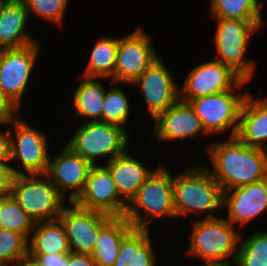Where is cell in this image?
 Wrapping results in <instances>:
<instances>
[{
	"label": "cell",
	"instance_id": "6da1fadb",
	"mask_svg": "<svg viewBox=\"0 0 267 266\" xmlns=\"http://www.w3.org/2000/svg\"><path fill=\"white\" fill-rule=\"evenodd\" d=\"M207 152L213 162L207 169L223 191L267 178V150L248 146L236 136L211 143Z\"/></svg>",
	"mask_w": 267,
	"mask_h": 266
},
{
	"label": "cell",
	"instance_id": "7a4b0ae2",
	"mask_svg": "<svg viewBox=\"0 0 267 266\" xmlns=\"http://www.w3.org/2000/svg\"><path fill=\"white\" fill-rule=\"evenodd\" d=\"M96 266H156L154 247L125 216L113 217L99 232L91 254Z\"/></svg>",
	"mask_w": 267,
	"mask_h": 266
},
{
	"label": "cell",
	"instance_id": "3957f363",
	"mask_svg": "<svg viewBox=\"0 0 267 266\" xmlns=\"http://www.w3.org/2000/svg\"><path fill=\"white\" fill-rule=\"evenodd\" d=\"M174 175L162 163L146 178L136 196L128 204L125 217L135 230L152 245L149 222L160 217L175 218Z\"/></svg>",
	"mask_w": 267,
	"mask_h": 266
},
{
	"label": "cell",
	"instance_id": "277c9868",
	"mask_svg": "<svg viewBox=\"0 0 267 266\" xmlns=\"http://www.w3.org/2000/svg\"><path fill=\"white\" fill-rule=\"evenodd\" d=\"M173 195L176 218L201 213L204 219L216 218L215 212L223 208V190L205 165L174 175Z\"/></svg>",
	"mask_w": 267,
	"mask_h": 266
},
{
	"label": "cell",
	"instance_id": "5b68a950",
	"mask_svg": "<svg viewBox=\"0 0 267 266\" xmlns=\"http://www.w3.org/2000/svg\"><path fill=\"white\" fill-rule=\"evenodd\" d=\"M128 130L104 121H85L80 124L66 143L82 158L96 165L97 159L107 157V162L122 154L130 142Z\"/></svg>",
	"mask_w": 267,
	"mask_h": 266
},
{
	"label": "cell",
	"instance_id": "8992f818",
	"mask_svg": "<svg viewBox=\"0 0 267 266\" xmlns=\"http://www.w3.org/2000/svg\"><path fill=\"white\" fill-rule=\"evenodd\" d=\"M10 194L35 223L58 219L67 200L46 174L16 175Z\"/></svg>",
	"mask_w": 267,
	"mask_h": 266
},
{
	"label": "cell",
	"instance_id": "52a82bcc",
	"mask_svg": "<svg viewBox=\"0 0 267 266\" xmlns=\"http://www.w3.org/2000/svg\"><path fill=\"white\" fill-rule=\"evenodd\" d=\"M191 225V242L186 255L204 262L236 258L242 236L226 218L199 219Z\"/></svg>",
	"mask_w": 267,
	"mask_h": 266
},
{
	"label": "cell",
	"instance_id": "ba28073f",
	"mask_svg": "<svg viewBox=\"0 0 267 266\" xmlns=\"http://www.w3.org/2000/svg\"><path fill=\"white\" fill-rule=\"evenodd\" d=\"M216 61L230 67L242 79L250 81L256 68L254 60H246L247 46L250 37L256 33L264 21H240L215 19Z\"/></svg>",
	"mask_w": 267,
	"mask_h": 266
},
{
	"label": "cell",
	"instance_id": "9c48e42d",
	"mask_svg": "<svg viewBox=\"0 0 267 266\" xmlns=\"http://www.w3.org/2000/svg\"><path fill=\"white\" fill-rule=\"evenodd\" d=\"M248 81L242 79L233 89L209 96L190 99L188 103L202 122L205 131L210 135L230 131L229 137L236 135L242 104L248 93L236 94Z\"/></svg>",
	"mask_w": 267,
	"mask_h": 266
},
{
	"label": "cell",
	"instance_id": "30bf717a",
	"mask_svg": "<svg viewBox=\"0 0 267 266\" xmlns=\"http://www.w3.org/2000/svg\"><path fill=\"white\" fill-rule=\"evenodd\" d=\"M0 124H13L14 131L10 130V162L14 160L21 163L20 168H13L15 174H46L50 159L46 133L29 125L20 115L9 121H0Z\"/></svg>",
	"mask_w": 267,
	"mask_h": 266
},
{
	"label": "cell",
	"instance_id": "8fae6325",
	"mask_svg": "<svg viewBox=\"0 0 267 266\" xmlns=\"http://www.w3.org/2000/svg\"><path fill=\"white\" fill-rule=\"evenodd\" d=\"M40 48L38 41L19 48L0 49V88L19 110Z\"/></svg>",
	"mask_w": 267,
	"mask_h": 266
},
{
	"label": "cell",
	"instance_id": "7c38bea8",
	"mask_svg": "<svg viewBox=\"0 0 267 266\" xmlns=\"http://www.w3.org/2000/svg\"><path fill=\"white\" fill-rule=\"evenodd\" d=\"M158 58L149 34L135 29L119 39L111 82L132 84Z\"/></svg>",
	"mask_w": 267,
	"mask_h": 266
},
{
	"label": "cell",
	"instance_id": "4fadbf2b",
	"mask_svg": "<svg viewBox=\"0 0 267 266\" xmlns=\"http://www.w3.org/2000/svg\"><path fill=\"white\" fill-rule=\"evenodd\" d=\"M113 217L95 210L84 209L74 202L65 206L60 221L64 225L71 252L92 254L100 230Z\"/></svg>",
	"mask_w": 267,
	"mask_h": 266
},
{
	"label": "cell",
	"instance_id": "5bb4252c",
	"mask_svg": "<svg viewBox=\"0 0 267 266\" xmlns=\"http://www.w3.org/2000/svg\"><path fill=\"white\" fill-rule=\"evenodd\" d=\"M164 63L159 57L131 84L139 87L152 120L180 100L179 82Z\"/></svg>",
	"mask_w": 267,
	"mask_h": 266
},
{
	"label": "cell",
	"instance_id": "9a60e30c",
	"mask_svg": "<svg viewBox=\"0 0 267 266\" xmlns=\"http://www.w3.org/2000/svg\"><path fill=\"white\" fill-rule=\"evenodd\" d=\"M74 203L84 209L106 213L112 217L125 216L128 204L120 197L106 166L92 165L85 187Z\"/></svg>",
	"mask_w": 267,
	"mask_h": 266
},
{
	"label": "cell",
	"instance_id": "2e32d148",
	"mask_svg": "<svg viewBox=\"0 0 267 266\" xmlns=\"http://www.w3.org/2000/svg\"><path fill=\"white\" fill-rule=\"evenodd\" d=\"M242 78L230 67L216 60L195 66L180 87V100L188 102L197 97L218 94L233 89Z\"/></svg>",
	"mask_w": 267,
	"mask_h": 266
},
{
	"label": "cell",
	"instance_id": "e0dca14e",
	"mask_svg": "<svg viewBox=\"0 0 267 266\" xmlns=\"http://www.w3.org/2000/svg\"><path fill=\"white\" fill-rule=\"evenodd\" d=\"M92 164L65 145L61 153L50 156L46 175L68 202H74L82 193ZM65 190H70L66 194ZM67 195V196H66Z\"/></svg>",
	"mask_w": 267,
	"mask_h": 266
},
{
	"label": "cell",
	"instance_id": "ac0fdd59",
	"mask_svg": "<svg viewBox=\"0 0 267 266\" xmlns=\"http://www.w3.org/2000/svg\"><path fill=\"white\" fill-rule=\"evenodd\" d=\"M153 135L158 141L186 140L198 135L210 136L188 102L179 100L153 119Z\"/></svg>",
	"mask_w": 267,
	"mask_h": 266
},
{
	"label": "cell",
	"instance_id": "d6986e66",
	"mask_svg": "<svg viewBox=\"0 0 267 266\" xmlns=\"http://www.w3.org/2000/svg\"><path fill=\"white\" fill-rule=\"evenodd\" d=\"M223 209L227 220L241 229L267 210V178L248 185L223 191Z\"/></svg>",
	"mask_w": 267,
	"mask_h": 266
},
{
	"label": "cell",
	"instance_id": "ffe728a7",
	"mask_svg": "<svg viewBox=\"0 0 267 266\" xmlns=\"http://www.w3.org/2000/svg\"><path fill=\"white\" fill-rule=\"evenodd\" d=\"M250 93L242 104L235 136L248 146L267 150V101Z\"/></svg>",
	"mask_w": 267,
	"mask_h": 266
},
{
	"label": "cell",
	"instance_id": "44dd1931",
	"mask_svg": "<svg viewBox=\"0 0 267 266\" xmlns=\"http://www.w3.org/2000/svg\"><path fill=\"white\" fill-rule=\"evenodd\" d=\"M29 13L23 0H5L0 9V49L38 42L26 31Z\"/></svg>",
	"mask_w": 267,
	"mask_h": 266
},
{
	"label": "cell",
	"instance_id": "7402d4cb",
	"mask_svg": "<svg viewBox=\"0 0 267 266\" xmlns=\"http://www.w3.org/2000/svg\"><path fill=\"white\" fill-rule=\"evenodd\" d=\"M127 150L107 162L105 166L111 173L120 197L129 204L153 171L146 168L140 160L132 157Z\"/></svg>",
	"mask_w": 267,
	"mask_h": 266
},
{
	"label": "cell",
	"instance_id": "603a6c76",
	"mask_svg": "<svg viewBox=\"0 0 267 266\" xmlns=\"http://www.w3.org/2000/svg\"><path fill=\"white\" fill-rule=\"evenodd\" d=\"M70 252L66 230L59 218L35 223L28 239V255L69 254Z\"/></svg>",
	"mask_w": 267,
	"mask_h": 266
},
{
	"label": "cell",
	"instance_id": "cb8c5ba5",
	"mask_svg": "<svg viewBox=\"0 0 267 266\" xmlns=\"http://www.w3.org/2000/svg\"><path fill=\"white\" fill-rule=\"evenodd\" d=\"M82 77L72 97L74 116L85 117V121H102V109L106 89L100 78Z\"/></svg>",
	"mask_w": 267,
	"mask_h": 266
},
{
	"label": "cell",
	"instance_id": "d4e9b609",
	"mask_svg": "<svg viewBox=\"0 0 267 266\" xmlns=\"http://www.w3.org/2000/svg\"><path fill=\"white\" fill-rule=\"evenodd\" d=\"M119 38L104 36L96 40L82 76L102 79L114 76Z\"/></svg>",
	"mask_w": 267,
	"mask_h": 266
},
{
	"label": "cell",
	"instance_id": "484cf974",
	"mask_svg": "<svg viewBox=\"0 0 267 266\" xmlns=\"http://www.w3.org/2000/svg\"><path fill=\"white\" fill-rule=\"evenodd\" d=\"M214 19L264 21L262 5L257 0H209Z\"/></svg>",
	"mask_w": 267,
	"mask_h": 266
},
{
	"label": "cell",
	"instance_id": "4316f807",
	"mask_svg": "<svg viewBox=\"0 0 267 266\" xmlns=\"http://www.w3.org/2000/svg\"><path fill=\"white\" fill-rule=\"evenodd\" d=\"M35 221L21 208L11 194L0 197V228L22 234L27 240Z\"/></svg>",
	"mask_w": 267,
	"mask_h": 266
},
{
	"label": "cell",
	"instance_id": "83f0119b",
	"mask_svg": "<svg viewBox=\"0 0 267 266\" xmlns=\"http://www.w3.org/2000/svg\"><path fill=\"white\" fill-rule=\"evenodd\" d=\"M28 257V240L15 231L0 228V266H19Z\"/></svg>",
	"mask_w": 267,
	"mask_h": 266
},
{
	"label": "cell",
	"instance_id": "f1b7e54d",
	"mask_svg": "<svg viewBox=\"0 0 267 266\" xmlns=\"http://www.w3.org/2000/svg\"><path fill=\"white\" fill-rule=\"evenodd\" d=\"M239 243V266H267V231L254 232Z\"/></svg>",
	"mask_w": 267,
	"mask_h": 266
},
{
	"label": "cell",
	"instance_id": "f546056e",
	"mask_svg": "<svg viewBox=\"0 0 267 266\" xmlns=\"http://www.w3.org/2000/svg\"><path fill=\"white\" fill-rule=\"evenodd\" d=\"M113 88L109 92L106 91L104 104L102 109V121L124 126L130 115L129 98L124 91L118 87L117 82H112Z\"/></svg>",
	"mask_w": 267,
	"mask_h": 266
},
{
	"label": "cell",
	"instance_id": "4dcf8cb0",
	"mask_svg": "<svg viewBox=\"0 0 267 266\" xmlns=\"http://www.w3.org/2000/svg\"><path fill=\"white\" fill-rule=\"evenodd\" d=\"M29 15H36L51 24L62 26L69 0H23Z\"/></svg>",
	"mask_w": 267,
	"mask_h": 266
},
{
	"label": "cell",
	"instance_id": "1f68e13d",
	"mask_svg": "<svg viewBox=\"0 0 267 266\" xmlns=\"http://www.w3.org/2000/svg\"><path fill=\"white\" fill-rule=\"evenodd\" d=\"M10 162L0 161V197L9 195L16 176Z\"/></svg>",
	"mask_w": 267,
	"mask_h": 266
},
{
	"label": "cell",
	"instance_id": "d6a6232c",
	"mask_svg": "<svg viewBox=\"0 0 267 266\" xmlns=\"http://www.w3.org/2000/svg\"><path fill=\"white\" fill-rule=\"evenodd\" d=\"M69 254H42L28 255V258L33 259L40 266H68Z\"/></svg>",
	"mask_w": 267,
	"mask_h": 266
},
{
	"label": "cell",
	"instance_id": "836d02e7",
	"mask_svg": "<svg viewBox=\"0 0 267 266\" xmlns=\"http://www.w3.org/2000/svg\"><path fill=\"white\" fill-rule=\"evenodd\" d=\"M20 110L8 99L0 88V121H9L17 117Z\"/></svg>",
	"mask_w": 267,
	"mask_h": 266
},
{
	"label": "cell",
	"instance_id": "e575fe53",
	"mask_svg": "<svg viewBox=\"0 0 267 266\" xmlns=\"http://www.w3.org/2000/svg\"><path fill=\"white\" fill-rule=\"evenodd\" d=\"M11 159V135L10 131L0 130V161L10 162Z\"/></svg>",
	"mask_w": 267,
	"mask_h": 266
},
{
	"label": "cell",
	"instance_id": "d590c367",
	"mask_svg": "<svg viewBox=\"0 0 267 266\" xmlns=\"http://www.w3.org/2000/svg\"><path fill=\"white\" fill-rule=\"evenodd\" d=\"M68 266H96L91 254L70 252L68 255Z\"/></svg>",
	"mask_w": 267,
	"mask_h": 266
},
{
	"label": "cell",
	"instance_id": "8d00e7d4",
	"mask_svg": "<svg viewBox=\"0 0 267 266\" xmlns=\"http://www.w3.org/2000/svg\"><path fill=\"white\" fill-rule=\"evenodd\" d=\"M225 259V260H215V261H207L200 266H239L236 258ZM199 266V265H198Z\"/></svg>",
	"mask_w": 267,
	"mask_h": 266
},
{
	"label": "cell",
	"instance_id": "74e56055",
	"mask_svg": "<svg viewBox=\"0 0 267 266\" xmlns=\"http://www.w3.org/2000/svg\"><path fill=\"white\" fill-rule=\"evenodd\" d=\"M19 266H40L33 259L26 258Z\"/></svg>",
	"mask_w": 267,
	"mask_h": 266
},
{
	"label": "cell",
	"instance_id": "f35d334b",
	"mask_svg": "<svg viewBox=\"0 0 267 266\" xmlns=\"http://www.w3.org/2000/svg\"><path fill=\"white\" fill-rule=\"evenodd\" d=\"M5 0H0V9Z\"/></svg>",
	"mask_w": 267,
	"mask_h": 266
},
{
	"label": "cell",
	"instance_id": "ab89813d",
	"mask_svg": "<svg viewBox=\"0 0 267 266\" xmlns=\"http://www.w3.org/2000/svg\"><path fill=\"white\" fill-rule=\"evenodd\" d=\"M262 6L264 5V2L257 0Z\"/></svg>",
	"mask_w": 267,
	"mask_h": 266
}]
</instances>
